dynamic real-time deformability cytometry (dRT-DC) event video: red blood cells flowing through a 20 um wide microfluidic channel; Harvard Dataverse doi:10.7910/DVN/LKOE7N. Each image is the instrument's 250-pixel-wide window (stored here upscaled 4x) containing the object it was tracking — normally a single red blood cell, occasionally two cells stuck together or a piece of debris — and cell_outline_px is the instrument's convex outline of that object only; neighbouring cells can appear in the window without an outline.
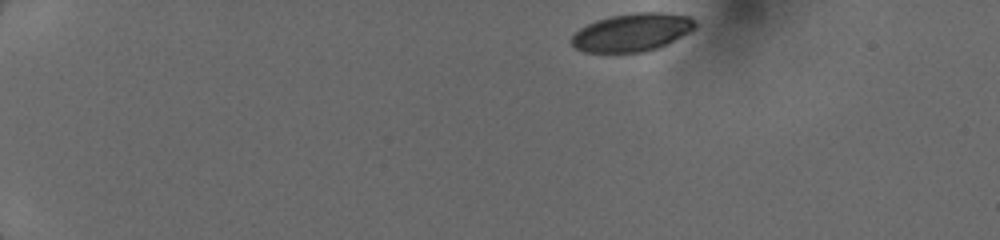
{"species": "human", "species_latin": "Homo sapiens", "temperature_condition": "cold", "stored_images_in_passage": 10, "camera_frame_rate_fps": 3000, "um_per_image_px": 0.085, "donor": {"sex": "female"}, "frame": {"image": 1, "passage_image": 1, "time_ms": 0.0, "image_size_px": [1000, 240], "cell_outline_px": [[696, 28], [692, 32], [660, 48], [648, 52], [584, 52], [576, 48], [568, 40], [580, 28], [596, 20], [612, 16], [636, 12], [664, 12], [688, 16], [696, 24]], "centroid_in_image_um": [53.76, 2.76], "position_along_channel_um": 31.2, "area_um2": 27.69}}
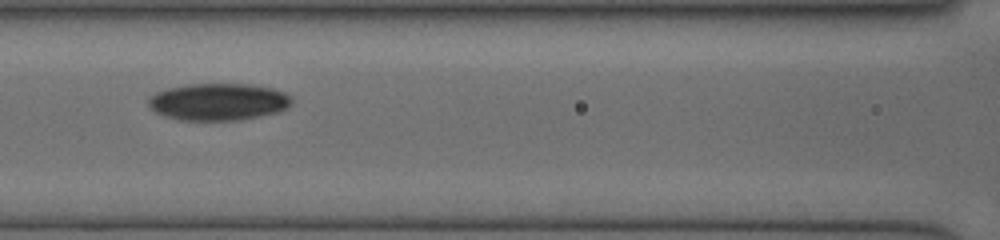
{"frame": {"image": 2, "passage_image": 6, "time_ms": 5.333, "image_size_px": [1000, 240], "cell_outline_px": [[292, 100], [280, 112], [240, 120], [180, 120], [164, 116], [156, 112], [148, 104], [148, 96], [156, 92], [168, 88], [188, 84], [252, 84], [272, 88], [284, 92], [292, 96]], "centroid_in_image_um": [18.55, 8.65], "position_along_channel_um": 148.1, "area_um2": 31.04}}
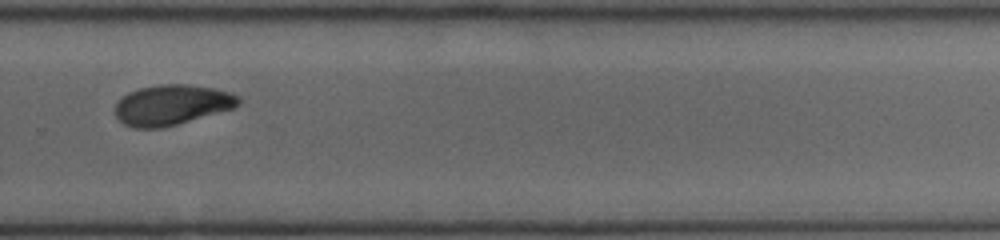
{"frame": {"image": 3, "passage_image": 10, "time_ms": 9.333, "image_size_px": [1000, 240], "cell_outline_px": [[240, 104], [232, 108], [176, 124], [160, 128], [136, 128], [124, 124], [116, 116], [116, 104], [128, 92], [140, 88], [160, 84], [188, 84], [216, 88], [228, 92], [236, 96], [240, 100]], "centroid_in_image_um": [14.59, 8.9], "position_along_channel_um": 315.2, "area_um2": 28.5}}